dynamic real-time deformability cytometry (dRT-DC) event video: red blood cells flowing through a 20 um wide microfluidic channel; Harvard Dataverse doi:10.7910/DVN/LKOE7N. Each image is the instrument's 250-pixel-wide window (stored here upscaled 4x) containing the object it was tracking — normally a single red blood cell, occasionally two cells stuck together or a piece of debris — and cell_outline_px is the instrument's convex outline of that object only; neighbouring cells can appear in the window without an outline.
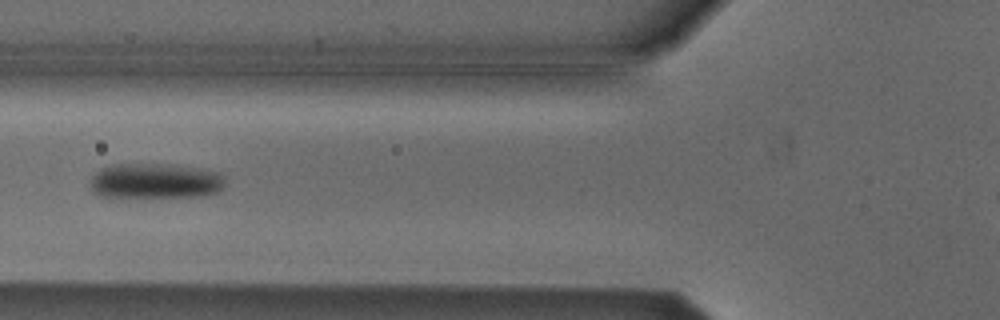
{"species": "Egyptian fruit bat (a non-hibernating species)", "species_latin": "Rousettus aegyptiacus", "temperature_condition": "cold", "stored_images_in_passage": 7, "camera_frame_rate_fps": 3000, "um_per_image_px": 0.085, "animal": {"sex": "male"}, "frame": {"image": 1, "passage_image": 6, "time_ms": 1.667, "image_size_px": [1000, 320], "cell_outline_px": [[224, 184], [220, 192], [200, 196], [100, 196], [92, 192], [92, 176], [100, 168], [120, 164], [156, 164], [200, 168], [224, 172]], "centroid_in_image_um": [13.26, 15.37], "position_along_channel_um": 112.5, "area_um2": 27.46}}
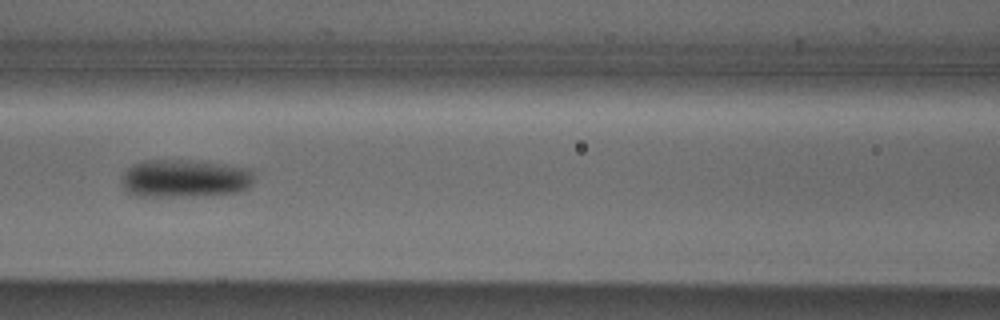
{"frame": {"image": 2, "passage_image": 7, "time_ms": 2.0, "image_size_px": [1000, 320], "cell_outline_px": [[252, 184], [248, 188], [240, 192], [196, 196], [132, 196], [124, 188], [120, 180], [120, 176], [132, 164], [144, 160], [192, 160], [248, 168], [252, 172]], "centroid_in_image_um": [15.65, 15.17], "position_along_channel_um": 150.9, "area_um2": 29.54}}